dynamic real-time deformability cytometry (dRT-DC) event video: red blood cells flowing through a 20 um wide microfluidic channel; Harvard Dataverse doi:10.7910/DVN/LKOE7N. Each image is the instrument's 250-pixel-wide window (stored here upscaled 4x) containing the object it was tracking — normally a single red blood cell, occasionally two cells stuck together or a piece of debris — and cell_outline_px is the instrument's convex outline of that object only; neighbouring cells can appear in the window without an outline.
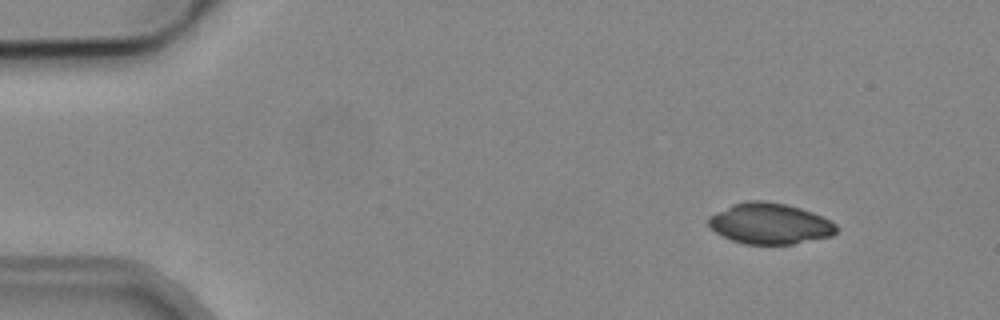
{"species": "common noctule bat (a hibernating species)", "species_latin": "Nyctalus noctula", "temperature_condition": "cold", "stored_images_in_passage": 7, "camera_frame_rate_fps": 3000, "um_per_image_px": 0.085, "animal": {"sex": "male", "body_mass_g": 19.2, "forearm_length_mm": 51.8}, "frame": {"image": 1, "passage_image": 2, "time_ms": 1.0, "image_size_px": [1000, 320], "cell_outline_px": [[840, 228], [832, 236], [792, 244], [744, 244], [732, 240], [716, 232], [708, 224], [708, 216], [732, 204], [744, 200], [764, 200], [784, 204], [800, 208], [812, 212], [836, 224]], "centroid_in_image_um": [65.43, 19.0], "position_along_channel_um": 19.6, "area_um2": 30.46}}